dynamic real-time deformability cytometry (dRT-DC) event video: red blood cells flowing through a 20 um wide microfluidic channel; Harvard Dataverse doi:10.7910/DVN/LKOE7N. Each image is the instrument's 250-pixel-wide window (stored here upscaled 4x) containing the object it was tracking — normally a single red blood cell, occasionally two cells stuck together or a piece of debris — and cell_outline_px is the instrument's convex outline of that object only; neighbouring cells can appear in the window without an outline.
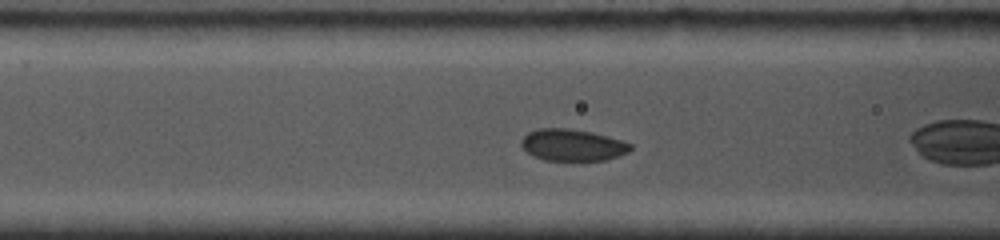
{"species": "common noctule bat (a hibernating species)", "species_latin": "Nyctalus noctula", "temperature_condition": "cold", "stored_images_in_passage": 37, "camera_frame_rate_fps": 5000, "um_per_image_px": 0.085, "animal": {"sex": "female", "body_mass_g": 19.0, "forearm_length_mm": 53.3}, "frame": {"image": 1, "passage_image": 6, "time_ms": 1.4, "image_size_px": [1000, 240], "cell_outline_px": [[632, 148], [628, 152], [608, 160], [544, 160], [532, 156], [520, 144], [520, 140], [528, 132], [536, 128], [568, 128], [592, 132], [608, 136], [632, 144]], "centroid_in_image_um": [48.64, 12.32], "position_along_channel_um": 118.0, "area_um2": 20.29}}
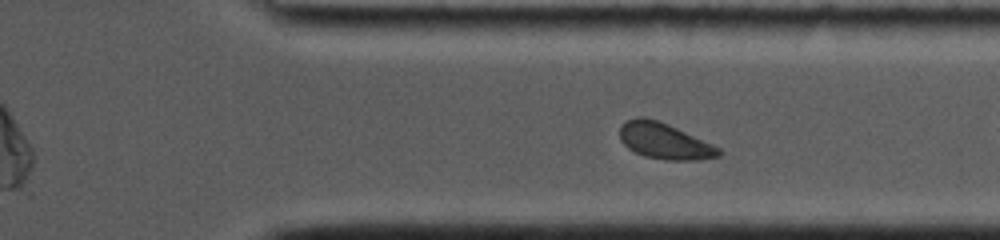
{"frame": {"image": 2, "passage_image": 27, "time_ms": 7.8, "image_size_px": [1000, 240], "cell_outline_px": [[724, 152], [720, 156], [700, 160], [668, 160], [644, 156], [628, 148], [620, 140], [620, 124], [624, 120], [636, 116], [644, 116], [668, 124], [712, 144], [720, 148]], "centroid_in_image_um": [56.46, 11.98], "position_along_channel_um": 354.9, "area_um2": 20.92}, "authors_computed_cell_mechanics": {"area_um2": 20.9236, "velocity_mm_per_s": 3.7084, "shape_relaxation_time_tau1_ms": 1.3783, "shape_relaxation_time_tau2_ms": null, "deformation_change_tau1": 0.0752, "deformation_change_tau2": null}}